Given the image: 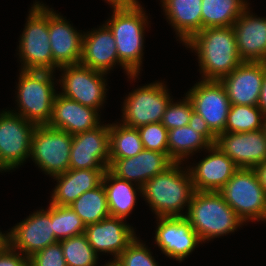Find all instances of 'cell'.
<instances>
[{
  "label": "cell",
  "instance_id": "6da1fadb",
  "mask_svg": "<svg viewBox=\"0 0 266 266\" xmlns=\"http://www.w3.org/2000/svg\"><path fill=\"white\" fill-rule=\"evenodd\" d=\"M185 45L198 54L202 80L220 81L243 62L232 26L204 28Z\"/></svg>",
  "mask_w": 266,
  "mask_h": 266
},
{
  "label": "cell",
  "instance_id": "7a4b0ae2",
  "mask_svg": "<svg viewBox=\"0 0 266 266\" xmlns=\"http://www.w3.org/2000/svg\"><path fill=\"white\" fill-rule=\"evenodd\" d=\"M174 163L164 172L149 179L142 186V197L157 217H185L182 211L195 192L189 169Z\"/></svg>",
  "mask_w": 266,
  "mask_h": 266
},
{
  "label": "cell",
  "instance_id": "3957f363",
  "mask_svg": "<svg viewBox=\"0 0 266 266\" xmlns=\"http://www.w3.org/2000/svg\"><path fill=\"white\" fill-rule=\"evenodd\" d=\"M112 7L113 14L105 25L115 38L118 59L132 75H139L148 16L139 1L127 5H112Z\"/></svg>",
  "mask_w": 266,
  "mask_h": 266
},
{
  "label": "cell",
  "instance_id": "277c9868",
  "mask_svg": "<svg viewBox=\"0 0 266 266\" xmlns=\"http://www.w3.org/2000/svg\"><path fill=\"white\" fill-rule=\"evenodd\" d=\"M185 215L202 243L237 230L244 221L219 192L193 193Z\"/></svg>",
  "mask_w": 266,
  "mask_h": 266
},
{
  "label": "cell",
  "instance_id": "5b68a950",
  "mask_svg": "<svg viewBox=\"0 0 266 266\" xmlns=\"http://www.w3.org/2000/svg\"><path fill=\"white\" fill-rule=\"evenodd\" d=\"M17 84L18 113L36 126L48 125L56 96L54 73L51 71L20 70Z\"/></svg>",
  "mask_w": 266,
  "mask_h": 266
},
{
  "label": "cell",
  "instance_id": "8992f818",
  "mask_svg": "<svg viewBox=\"0 0 266 266\" xmlns=\"http://www.w3.org/2000/svg\"><path fill=\"white\" fill-rule=\"evenodd\" d=\"M27 23L19 38L22 70L53 72V56L49 43L48 7L39 1L29 11Z\"/></svg>",
  "mask_w": 266,
  "mask_h": 266
},
{
  "label": "cell",
  "instance_id": "52a82bcc",
  "mask_svg": "<svg viewBox=\"0 0 266 266\" xmlns=\"http://www.w3.org/2000/svg\"><path fill=\"white\" fill-rule=\"evenodd\" d=\"M219 193L245 223L266 221V192L254 168H239Z\"/></svg>",
  "mask_w": 266,
  "mask_h": 266
},
{
  "label": "cell",
  "instance_id": "ba28073f",
  "mask_svg": "<svg viewBox=\"0 0 266 266\" xmlns=\"http://www.w3.org/2000/svg\"><path fill=\"white\" fill-rule=\"evenodd\" d=\"M73 135L49 125L36 126L32 135L30 158L51 177L69 169Z\"/></svg>",
  "mask_w": 266,
  "mask_h": 266
},
{
  "label": "cell",
  "instance_id": "9c48e42d",
  "mask_svg": "<svg viewBox=\"0 0 266 266\" xmlns=\"http://www.w3.org/2000/svg\"><path fill=\"white\" fill-rule=\"evenodd\" d=\"M0 112V171H9L22 165L31 155L35 124L13 113Z\"/></svg>",
  "mask_w": 266,
  "mask_h": 266
},
{
  "label": "cell",
  "instance_id": "30bf717a",
  "mask_svg": "<svg viewBox=\"0 0 266 266\" xmlns=\"http://www.w3.org/2000/svg\"><path fill=\"white\" fill-rule=\"evenodd\" d=\"M168 88L163 82L150 83L130 92L124 100L122 124L139 128L161 122L170 101Z\"/></svg>",
  "mask_w": 266,
  "mask_h": 266
},
{
  "label": "cell",
  "instance_id": "8fae6325",
  "mask_svg": "<svg viewBox=\"0 0 266 266\" xmlns=\"http://www.w3.org/2000/svg\"><path fill=\"white\" fill-rule=\"evenodd\" d=\"M63 71L58 83L62 87V96L100 111L106 99L104 76L106 73L93 70L81 64L59 67Z\"/></svg>",
  "mask_w": 266,
  "mask_h": 266
},
{
  "label": "cell",
  "instance_id": "7c38bea8",
  "mask_svg": "<svg viewBox=\"0 0 266 266\" xmlns=\"http://www.w3.org/2000/svg\"><path fill=\"white\" fill-rule=\"evenodd\" d=\"M186 96L192 103L194 112L201 115L216 136L224 133L231 104L220 81L201 80L186 93Z\"/></svg>",
  "mask_w": 266,
  "mask_h": 266
},
{
  "label": "cell",
  "instance_id": "4fadbf2b",
  "mask_svg": "<svg viewBox=\"0 0 266 266\" xmlns=\"http://www.w3.org/2000/svg\"><path fill=\"white\" fill-rule=\"evenodd\" d=\"M49 205L47 210L35 211L7 232L8 244L28 258L48 245L58 242L51 220V203Z\"/></svg>",
  "mask_w": 266,
  "mask_h": 266
},
{
  "label": "cell",
  "instance_id": "5bb4252c",
  "mask_svg": "<svg viewBox=\"0 0 266 266\" xmlns=\"http://www.w3.org/2000/svg\"><path fill=\"white\" fill-rule=\"evenodd\" d=\"M109 124L73 135L69 169H109Z\"/></svg>",
  "mask_w": 266,
  "mask_h": 266
},
{
  "label": "cell",
  "instance_id": "9a60e30c",
  "mask_svg": "<svg viewBox=\"0 0 266 266\" xmlns=\"http://www.w3.org/2000/svg\"><path fill=\"white\" fill-rule=\"evenodd\" d=\"M155 243L169 258L183 261L200 241L185 217H156Z\"/></svg>",
  "mask_w": 266,
  "mask_h": 266
},
{
  "label": "cell",
  "instance_id": "2e32d148",
  "mask_svg": "<svg viewBox=\"0 0 266 266\" xmlns=\"http://www.w3.org/2000/svg\"><path fill=\"white\" fill-rule=\"evenodd\" d=\"M215 145L239 168H255L266 161L264 129L244 133H220Z\"/></svg>",
  "mask_w": 266,
  "mask_h": 266
},
{
  "label": "cell",
  "instance_id": "e0dca14e",
  "mask_svg": "<svg viewBox=\"0 0 266 266\" xmlns=\"http://www.w3.org/2000/svg\"><path fill=\"white\" fill-rule=\"evenodd\" d=\"M48 31L53 56V72L65 65L80 64L83 34L49 7Z\"/></svg>",
  "mask_w": 266,
  "mask_h": 266
},
{
  "label": "cell",
  "instance_id": "ac0fdd59",
  "mask_svg": "<svg viewBox=\"0 0 266 266\" xmlns=\"http://www.w3.org/2000/svg\"><path fill=\"white\" fill-rule=\"evenodd\" d=\"M80 64L108 74L116 64L125 69L128 78L135 80L138 75H132L119 61L115 38L111 30L103 24L99 29L83 32L82 53Z\"/></svg>",
  "mask_w": 266,
  "mask_h": 266
},
{
  "label": "cell",
  "instance_id": "d6986e66",
  "mask_svg": "<svg viewBox=\"0 0 266 266\" xmlns=\"http://www.w3.org/2000/svg\"><path fill=\"white\" fill-rule=\"evenodd\" d=\"M265 75V62H242L220 82L227 91L231 105L257 106L262 81Z\"/></svg>",
  "mask_w": 266,
  "mask_h": 266
},
{
  "label": "cell",
  "instance_id": "ffe728a7",
  "mask_svg": "<svg viewBox=\"0 0 266 266\" xmlns=\"http://www.w3.org/2000/svg\"><path fill=\"white\" fill-rule=\"evenodd\" d=\"M209 153L194 167L189 166L194 190L219 192L239 167L215 144L206 149ZM191 167V168H190Z\"/></svg>",
  "mask_w": 266,
  "mask_h": 266
},
{
  "label": "cell",
  "instance_id": "44dd1931",
  "mask_svg": "<svg viewBox=\"0 0 266 266\" xmlns=\"http://www.w3.org/2000/svg\"><path fill=\"white\" fill-rule=\"evenodd\" d=\"M123 221L122 218L109 216L86 226L84 234L97 255L100 252L109 253L115 261L136 238L134 228Z\"/></svg>",
  "mask_w": 266,
  "mask_h": 266
},
{
  "label": "cell",
  "instance_id": "7402d4cb",
  "mask_svg": "<svg viewBox=\"0 0 266 266\" xmlns=\"http://www.w3.org/2000/svg\"><path fill=\"white\" fill-rule=\"evenodd\" d=\"M175 162L168 153L143 149L130 158L116 159L109 170L117 177L143 186L149 179L164 172Z\"/></svg>",
  "mask_w": 266,
  "mask_h": 266
},
{
  "label": "cell",
  "instance_id": "603a6c76",
  "mask_svg": "<svg viewBox=\"0 0 266 266\" xmlns=\"http://www.w3.org/2000/svg\"><path fill=\"white\" fill-rule=\"evenodd\" d=\"M248 9L232 26L238 54L243 62H266V18L253 16Z\"/></svg>",
  "mask_w": 266,
  "mask_h": 266
},
{
  "label": "cell",
  "instance_id": "cb8c5ba5",
  "mask_svg": "<svg viewBox=\"0 0 266 266\" xmlns=\"http://www.w3.org/2000/svg\"><path fill=\"white\" fill-rule=\"evenodd\" d=\"M99 111L56 94L48 125L71 135L96 129L101 125Z\"/></svg>",
  "mask_w": 266,
  "mask_h": 266
},
{
  "label": "cell",
  "instance_id": "d4e9b609",
  "mask_svg": "<svg viewBox=\"0 0 266 266\" xmlns=\"http://www.w3.org/2000/svg\"><path fill=\"white\" fill-rule=\"evenodd\" d=\"M107 169H68L53 176L57 184L51 195V204L69 206L81 194L98 187Z\"/></svg>",
  "mask_w": 266,
  "mask_h": 266
},
{
  "label": "cell",
  "instance_id": "484cf974",
  "mask_svg": "<svg viewBox=\"0 0 266 266\" xmlns=\"http://www.w3.org/2000/svg\"><path fill=\"white\" fill-rule=\"evenodd\" d=\"M169 24L183 44L202 30V0H161Z\"/></svg>",
  "mask_w": 266,
  "mask_h": 266
},
{
  "label": "cell",
  "instance_id": "4316f807",
  "mask_svg": "<svg viewBox=\"0 0 266 266\" xmlns=\"http://www.w3.org/2000/svg\"><path fill=\"white\" fill-rule=\"evenodd\" d=\"M102 184L106 191L110 216L126 220L134 209L136 191L142 194V187H136L137 184L117 177L109 169L104 172Z\"/></svg>",
  "mask_w": 266,
  "mask_h": 266
},
{
  "label": "cell",
  "instance_id": "83f0119b",
  "mask_svg": "<svg viewBox=\"0 0 266 266\" xmlns=\"http://www.w3.org/2000/svg\"><path fill=\"white\" fill-rule=\"evenodd\" d=\"M248 4L246 0H202V29L233 26Z\"/></svg>",
  "mask_w": 266,
  "mask_h": 266
},
{
  "label": "cell",
  "instance_id": "f1b7e54d",
  "mask_svg": "<svg viewBox=\"0 0 266 266\" xmlns=\"http://www.w3.org/2000/svg\"><path fill=\"white\" fill-rule=\"evenodd\" d=\"M211 145L200 132L189 125L168 130V154L175 163H182L187 156Z\"/></svg>",
  "mask_w": 266,
  "mask_h": 266
},
{
  "label": "cell",
  "instance_id": "f546056e",
  "mask_svg": "<svg viewBox=\"0 0 266 266\" xmlns=\"http://www.w3.org/2000/svg\"><path fill=\"white\" fill-rule=\"evenodd\" d=\"M69 206L81 218L85 226L110 216L106 191L102 183L98 187L81 194Z\"/></svg>",
  "mask_w": 266,
  "mask_h": 266
},
{
  "label": "cell",
  "instance_id": "4dcf8cb0",
  "mask_svg": "<svg viewBox=\"0 0 266 266\" xmlns=\"http://www.w3.org/2000/svg\"><path fill=\"white\" fill-rule=\"evenodd\" d=\"M110 165L116 159L130 158L144 147L137 128L122 123L109 124Z\"/></svg>",
  "mask_w": 266,
  "mask_h": 266
},
{
  "label": "cell",
  "instance_id": "1f68e13d",
  "mask_svg": "<svg viewBox=\"0 0 266 266\" xmlns=\"http://www.w3.org/2000/svg\"><path fill=\"white\" fill-rule=\"evenodd\" d=\"M264 119L258 106L231 105L224 133H244L263 129Z\"/></svg>",
  "mask_w": 266,
  "mask_h": 266
},
{
  "label": "cell",
  "instance_id": "d6a6232c",
  "mask_svg": "<svg viewBox=\"0 0 266 266\" xmlns=\"http://www.w3.org/2000/svg\"><path fill=\"white\" fill-rule=\"evenodd\" d=\"M53 231L58 242L83 234L86 226L70 206L51 204Z\"/></svg>",
  "mask_w": 266,
  "mask_h": 266
},
{
  "label": "cell",
  "instance_id": "836d02e7",
  "mask_svg": "<svg viewBox=\"0 0 266 266\" xmlns=\"http://www.w3.org/2000/svg\"><path fill=\"white\" fill-rule=\"evenodd\" d=\"M67 266H96L98 256L87 241L86 235L80 234L60 241Z\"/></svg>",
  "mask_w": 266,
  "mask_h": 266
},
{
  "label": "cell",
  "instance_id": "e575fe53",
  "mask_svg": "<svg viewBox=\"0 0 266 266\" xmlns=\"http://www.w3.org/2000/svg\"><path fill=\"white\" fill-rule=\"evenodd\" d=\"M139 239L136 236L118 256L115 260L118 266H159L148 247L142 241L140 242Z\"/></svg>",
  "mask_w": 266,
  "mask_h": 266
},
{
  "label": "cell",
  "instance_id": "d590c367",
  "mask_svg": "<svg viewBox=\"0 0 266 266\" xmlns=\"http://www.w3.org/2000/svg\"><path fill=\"white\" fill-rule=\"evenodd\" d=\"M146 150L168 153V130L161 124L149 123L137 128Z\"/></svg>",
  "mask_w": 266,
  "mask_h": 266
},
{
  "label": "cell",
  "instance_id": "8d00e7d4",
  "mask_svg": "<svg viewBox=\"0 0 266 266\" xmlns=\"http://www.w3.org/2000/svg\"><path fill=\"white\" fill-rule=\"evenodd\" d=\"M193 112L192 103L187 96H185L180 102L178 101L174 103L171 100L163 114L161 124L167 130L186 126L188 125Z\"/></svg>",
  "mask_w": 266,
  "mask_h": 266
},
{
  "label": "cell",
  "instance_id": "74e56055",
  "mask_svg": "<svg viewBox=\"0 0 266 266\" xmlns=\"http://www.w3.org/2000/svg\"><path fill=\"white\" fill-rule=\"evenodd\" d=\"M29 266H67L61 242L48 245L46 248L29 257Z\"/></svg>",
  "mask_w": 266,
  "mask_h": 266
},
{
  "label": "cell",
  "instance_id": "f35d334b",
  "mask_svg": "<svg viewBox=\"0 0 266 266\" xmlns=\"http://www.w3.org/2000/svg\"><path fill=\"white\" fill-rule=\"evenodd\" d=\"M0 266H29V258L7 244L0 250Z\"/></svg>",
  "mask_w": 266,
  "mask_h": 266
},
{
  "label": "cell",
  "instance_id": "ab89813d",
  "mask_svg": "<svg viewBox=\"0 0 266 266\" xmlns=\"http://www.w3.org/2000/svg\"><path fill=\"white\" fill-rule=\"evenodd\" d=\"M188 125L195 131L200 132L212 145L215 144L217 136L210 130L201 115L193 112Z\"/></svg>",
  "mask_w": 266,
  "mask_h": 266
},
{
  "label": "cell",
  "instance_id": "60d3db41",
  "mask_svg": "<svg viewBox=\"0 0 266 266\" xmlns=\"http://www.w3.org/2000/svg\"><path fill=\"white\" fill-rule=\"evenodd\" d=\"M257 106L262 110V113L266 118V62H265V75L262 81L260 98Z\"/></svg>",
  "mask_w": 266,
  "mask_h": 266
},
{
  "label": "cell",
  "instance_id": "b9f144b4",
  "mask_svg": "<svg viewBox=\"0 0 266 266\" xmlns=\"http://www.w3.org/2000/svg\"><path fill=\"white\" fill-rule=\"evenodd\" d=\"M254 170L257 173L259 182L261 184V186L263 187V189L266 192V161L263 163L258 164Z\"/></svg>",
  "mask_w": 266,
  "mask_h": 266
},
{
  "label": "cell",
  "instance_id": "7bdbcfd3",
  "mask_svg": "<svg viewBox=\"0 0 266 266\" xmlns=\"http://www.w3.org/2000/svg\"><path fill=\"white\" fill-rule=\"evenodd\" d=\"M109 5H127L134 2H137V0H105Z\"/></svg>",
  "mask_w": 266,
  "mask_h": 266
},
{
  "label": "cell",
  "instance_id": "ee69618b",
  "mask_svg": "<svg viewBox=\"0 0 266 266\" xmlns=\"http://www.w3.org/2000/svg\"><path fill=\"white\" fill-rule=\"evenodd\" d=\"M8 244V233H2L0 231V250H2Z\"/></svg>",
  "mask_w": 266,
  "mask_h": 266
},
{
  "label": "cell",
  "instance_id": "f6af8a7d",
  "mask_svg": "<svg viewBox=\"0 0 266 266\" xmlns=\"http://www.w3.org/2000/svg\"><path fill=\"white\" fill-rule=\"evenodd\" d=\"M105 266H118V264L115 261H109L108 263L104 264Z\"/></svg>",
  "mask_w": 266,
  "mask_h": 266
},
{
  "label": "cell",
  "instance_id": "bcb514c9",
  "mask_svg": "<svg viewBox=\"0 0 266 266\" xmlns=\"http://www.w3.org/2000/svg\"><path fill=\"white\" fill-rule=\"evenodd\" d=\"M263 129H264V131H265V133H266V118L264 119V126H263Z\"/></svg>",
  "mask_w": 266,
  "mask_h": 266
}]
</instances>
